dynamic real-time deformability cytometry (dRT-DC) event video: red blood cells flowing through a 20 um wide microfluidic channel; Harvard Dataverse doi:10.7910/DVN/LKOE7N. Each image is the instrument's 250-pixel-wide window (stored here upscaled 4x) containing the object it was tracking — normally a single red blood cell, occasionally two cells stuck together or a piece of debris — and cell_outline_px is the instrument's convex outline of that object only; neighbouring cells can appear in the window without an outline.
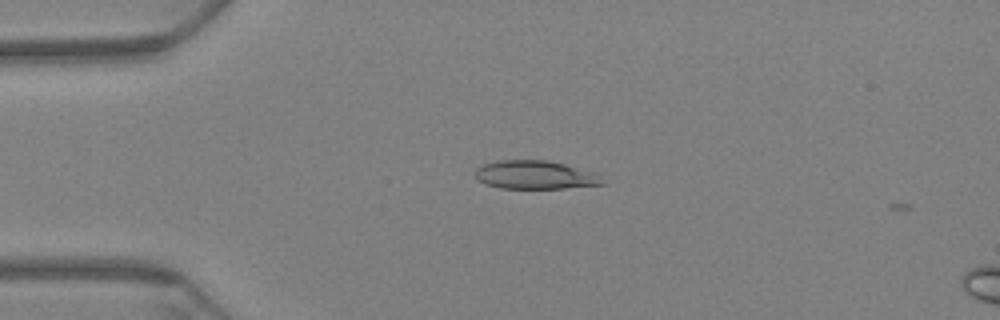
{"species": "Egyptian fruit bat (a non-hibernating species)", "species_latin": "Rousettus aegyptiacus", "temperature_condition": "warm", "stored_images_in_passage": 4, "camera_frame_rate_fps": 3000, "um_per_image_px": 0.085, "animal": {"sex": "female"}, "frame": {"image": 1, "passage_image": 3, "time_ms": 0.667, "image_size_px": [1000, 320], "cell_outline_px": [[604, 184], [564, 188], [500, 188], [476, 180], [476, 168], [484, 164], [496, 160], [544, 160], [564, 164], [596, 172]], "centroid_in_image_um": [45.46, 14.86], "position_along_channel_um": 39.5, "area_um2": 20.92}}